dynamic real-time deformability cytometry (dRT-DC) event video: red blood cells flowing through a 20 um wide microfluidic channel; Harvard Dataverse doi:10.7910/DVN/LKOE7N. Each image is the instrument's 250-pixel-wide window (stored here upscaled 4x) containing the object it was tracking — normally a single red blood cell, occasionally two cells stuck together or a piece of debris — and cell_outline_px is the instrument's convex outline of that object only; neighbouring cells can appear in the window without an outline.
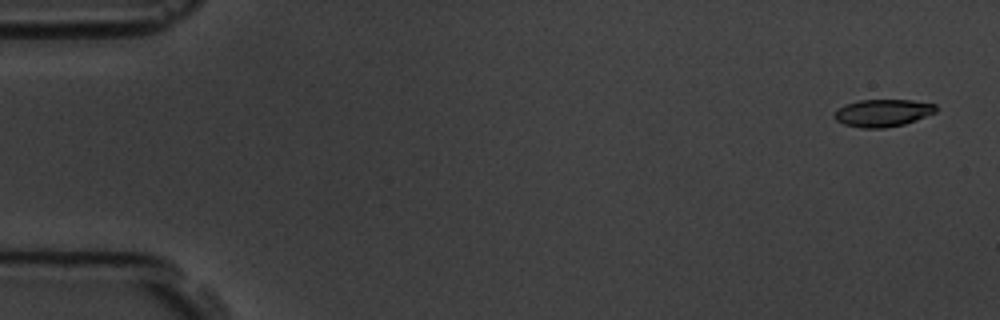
{"species": "common noctule bat (a hibernating species)", "species_latin": "Nyctalus noctula", "temperature_condition": "room temperature", "stored_images_in_passage": 5, "camera_frame_rate_fps": 3000, "um_per_image_px": 0.085, "animal": {"sex": "male", "body_mass_g": 19.5, "forearm_length_mm": 54.6}, "frame": {"image": 1, "passage_image": 1, "time_ms": 0.0, "image_size_px": [1000, 320], "cell_outline_px": [[936, 112], [916, 120], [904, 124], [884, 128], [864, 128], [844, 124], [836, 120], [832, 116], [844, 104], [860, 100], [912, 100], [936, 104]], "centroid_in_image_um": [75.04, 9.59], "position_along_channel_um": 10.0, "area_um2": 16.13}}
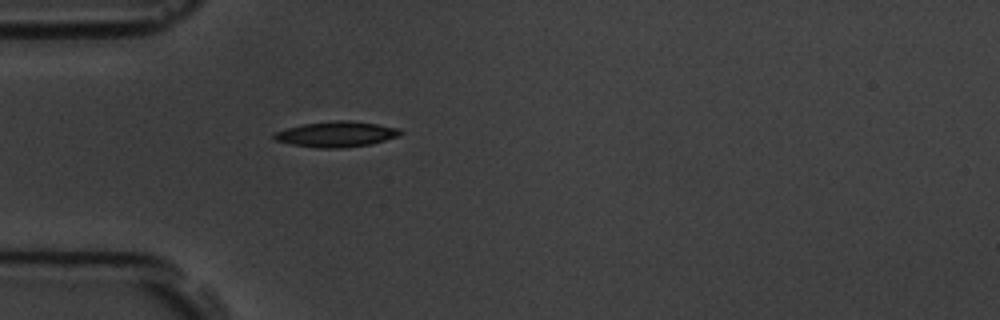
{"frame": {"image": 2, "passage_image": 5, "time_ms": 4.667, "image_size_px": [1000, 320], "cell_outline_px": [[404, 132], [400, 136], [372, 144], [340, 148], [320, 148], [292, 144], [276, 140], [272, 136], [276, 132], [288, 128], [304, 124], [336, 120], [348, 120], [376, 124], [400, 128]], "centroid_in_image_um": [28.66, 11.41], "position_along_channel_um": 56.3, "area_um2": 18.67}}